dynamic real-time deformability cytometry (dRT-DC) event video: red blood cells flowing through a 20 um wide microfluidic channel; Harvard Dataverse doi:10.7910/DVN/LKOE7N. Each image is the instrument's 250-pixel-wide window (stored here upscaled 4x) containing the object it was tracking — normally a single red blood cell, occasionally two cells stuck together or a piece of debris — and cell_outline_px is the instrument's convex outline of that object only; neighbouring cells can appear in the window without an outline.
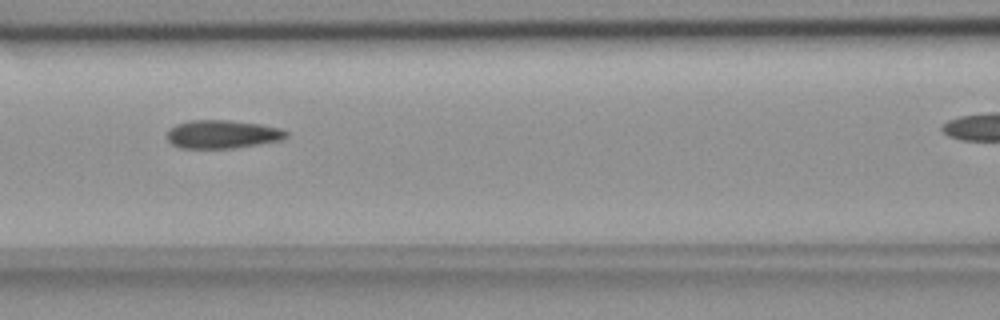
{"species": "common noctule bat (a hibernating species)", "species_latin": "Nyctalus noctula", "temperature_condition": "room temperature", "stored_images_in_passage": 43, "camera_frame_rate_fps": 3000, "um_per_image_px": 0.085, "animal": {"sex": "female", "body_mass_g": 18.4}, "frame": {"image": 1, "passage_image": 22, "time_ms": 7.0, "image_size_px": [1000, 320], "cell_outline_px": [[288, 136], [284, 140], [236, 148], [180, 148], [172, 144], [168, 140], [168, 132], [176, 124], [192, 120], [228, 120], [260, 124], [280, 128], [288, 132]], "centroid_in_image_um": [18.95, 11.42], "position_along_channel_um": 147.6, "area_um2": 19.71}}
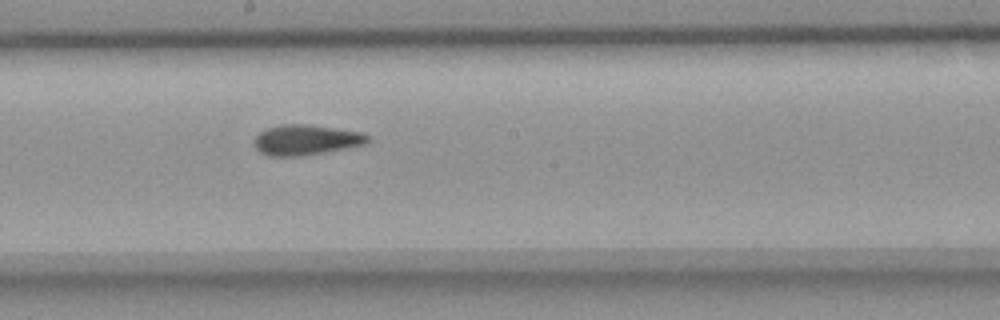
{"frame": {"image": 2, "passage_image": 28, "time_ms": 9.0, "image_size_px": [1000, 320], "cell_outline_px": [[368, 140], [364, 144], [324, 152], [300, 156], [268, 156], [260, 152], [256, 148], [252, 140], [260, 132], [268, 128], [280, 124], [308, 124], [360, 132], [368, 136]], "centroid_in_image_um": [25.93, 11.89], "position_along_channel_um": 222.3, "area_um2": 19.83}}
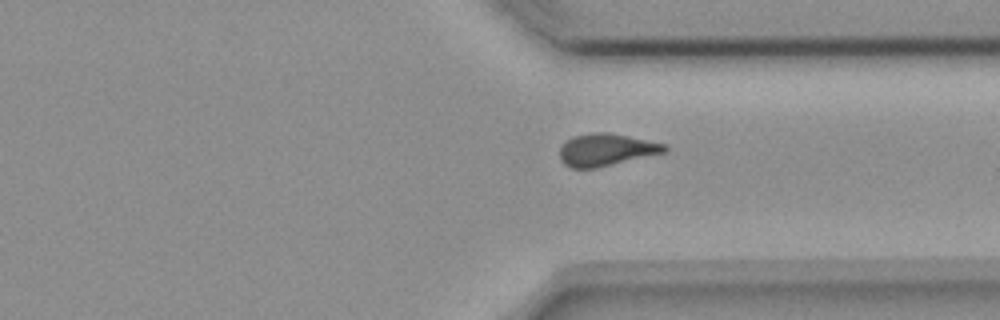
{"frame": {"image": 3, "passage_image": 39, "time_ms": 12.667, "image_size_px": [1000, 320], "cell_outline_px": [[668, 152], [596, 168], [572, 168], [564, 164], [560, 160], [560, 148], [572, 136], [592, 132], [608, 132], [668, 144]], "centroid_in_image_um": [51.57, 12.73], "position_along_channel_um": 359.8, "area_um2": 19.88}}